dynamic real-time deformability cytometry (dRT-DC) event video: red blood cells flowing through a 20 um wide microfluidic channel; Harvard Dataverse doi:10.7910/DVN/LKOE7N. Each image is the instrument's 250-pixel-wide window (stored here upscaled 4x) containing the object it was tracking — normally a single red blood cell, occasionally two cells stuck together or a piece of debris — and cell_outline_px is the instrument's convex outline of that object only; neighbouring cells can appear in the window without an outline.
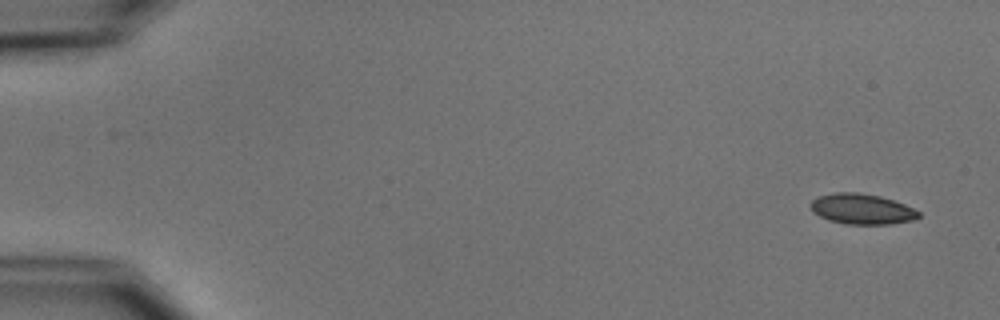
{"species": "common noctule bat (a hibernating species)", "species_latin": "Nyctalus noctula", "temperature_condition": "cold", "stored_images_in_passage": 5, "camera_frame_rate_fps": 3000, "um_per_image_px": 0.085, "animal": {"sex": "male", "body_mass_g": 15.6}, "frame": {"image": 1, "passage_image": 1, "time_ms": 0.0, "image_size_px": [1000, 320], "cell_outline_px": [[920, 216], [912, 220], [892, 224], [844, 224], [828, 220], [812, 212], [808, 204], [812, 200], [820, 196], [836, 192], [856, 192], [880, 196], [904, 204], [920, 212]], "centroid_in_image_um": [73.22, 17.77], "position_along_channel_um": 11.8, "area_um2": 19.19}}
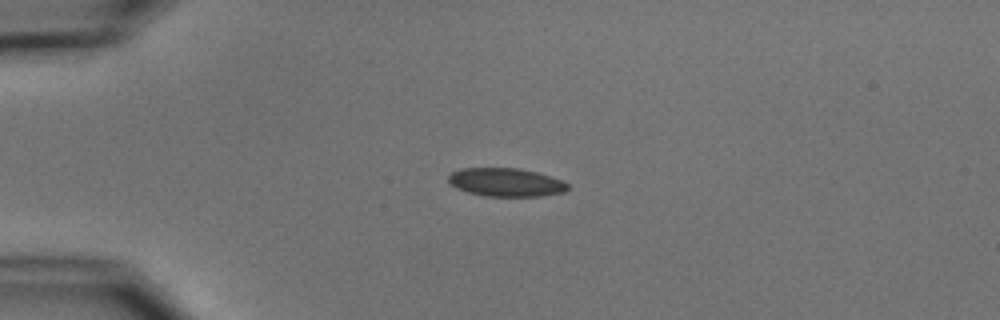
{"frame": {"image": 2, "passage_image": 4, "time_ms": 3.667, "image_size_px": [1000, 320], "cell_outline_px": [[568, 188], [564, 192], [540, 196], [484, 196], [468, 192], [456, 188], [448, 184], [448, 176], [452, 172], [460, 168], [520, 168], [536, 172], [560, 180], [568, 184]], "centroid_in_image_um": [42.94, 15.49], "position_along_channel_um": 42.1, "area_um2": 19.71}}